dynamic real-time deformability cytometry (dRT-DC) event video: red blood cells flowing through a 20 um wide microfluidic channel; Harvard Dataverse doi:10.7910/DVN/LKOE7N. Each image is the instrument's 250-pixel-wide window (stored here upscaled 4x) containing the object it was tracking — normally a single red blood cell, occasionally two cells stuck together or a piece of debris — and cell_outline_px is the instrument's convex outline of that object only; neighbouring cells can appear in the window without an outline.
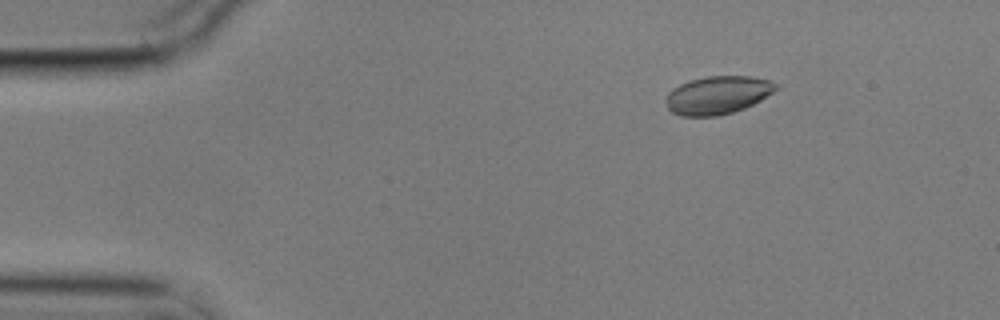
{"species": "common noctule bat (a hibernating species)", "species_latin": "Nyctalus noctula", "temperature_condition": "cold", "stored_images_in_passage": 57, "camera_frame_rate_fps": 3000, "um_per_image_px": 0.085, "animal": {"sex": "male", "body_mass_g": 17.9}, "frame": {"image": 1, "passage_image": 9, "time_ms": 2.667, "image_size_px": [1000, 320], "cell_outline_px": [[780, 88], [760, 100], [744, 108], [732, 112], [716, 116], [680, 116], [672, 112], [668, 108], [668, 92], [672, 88], [680, 84], [692, 80], [708, 76], [752, 76], [768, 80], [776, 84]], "centroid_in_image_um": [61.02, 8.08], "position_along_channel_um": 24.0, "area_um2": 24.16}}
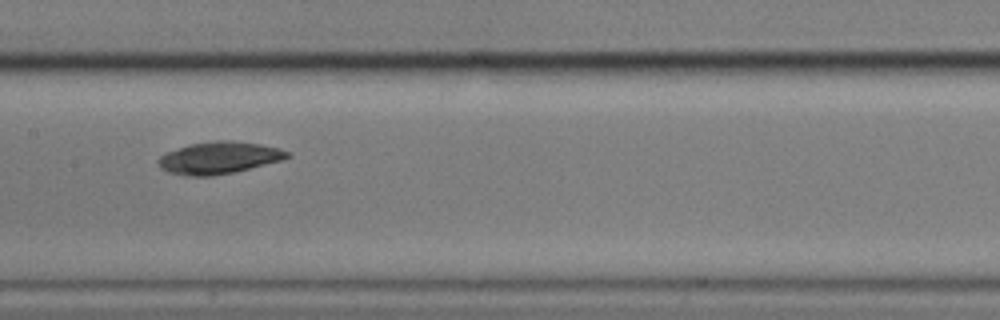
{"frame": {"image": 2, "passage_image": 29, "time_ms": 9.333, "image_size_px": [1000, 320], "cell_outline_px": [[292, 156], [284, 160], [236, 172], [212, 176], [184, 176], [168, 172], [160, 168], [156, 160], [164, 152], [192, 144], [216, 140], [232, 140], [260, 144], [280, 148], [292, 152]], "centroid_in_image_um": [18.65, 13.42], "position_along_channel_um": 188.8, "area_um2": 24.57}}
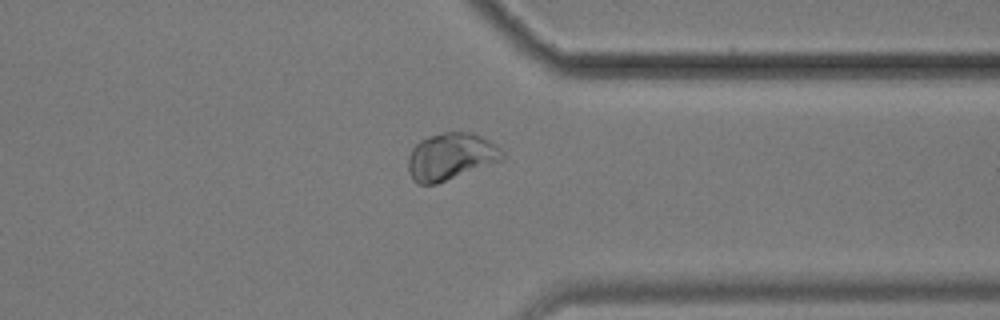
{"frame": {"image": 3, "passage_image": 45, "time_ms": 14.667, "image_size_px": [1000, 320], "cell_outline_px": [[504, 160], [436, 184], [416, 184], [412, 180], [408, 172], [408, 156], [412, 148], [420, 140], [428, 136], [444, 132], [472, 132], [488, 140], [500, 148], [504, 152]], "centroid_in_image_um": [38.3, 13.31], "position_along_channel_um": 373.1, "area_um2": 26.01}, "authors_computed_cell_mechanics": {"area_um2": 24.3338, "velocity_mm_per_s": 3.5184, "shape_relaxation_time_tau1_ms": null, "shape_relaxation_time_tau2_ms": 3.4999, "deformation_change_tau1": null, "deformation_change_tau2": 0.0288}}